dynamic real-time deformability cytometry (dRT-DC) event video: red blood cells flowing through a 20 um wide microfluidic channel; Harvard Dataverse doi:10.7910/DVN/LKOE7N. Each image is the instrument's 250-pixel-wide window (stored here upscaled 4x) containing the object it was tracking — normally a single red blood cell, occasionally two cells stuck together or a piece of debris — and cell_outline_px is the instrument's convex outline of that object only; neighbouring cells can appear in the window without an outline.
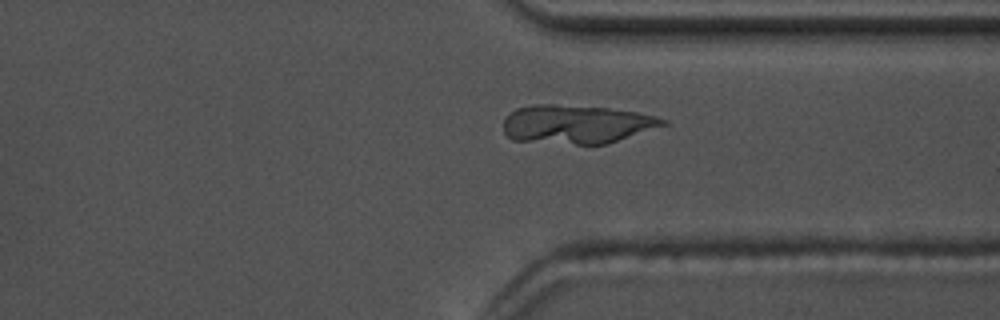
{"species": "common noctule bat (a hibernating species)", "species_latin": "Nyctalus noctula", "temperature_condition": "warm", "stored_images_in_passage": 47, "camera_frame_rate_fps": 3000, "um_per_image_px": 0.085, "animal": {"sex": "male", "body_mass_g": 17.5, "forearm_length_mm": 52.3}, "frame": {"image": 1, "passage_image": 34, "time_ms": 11.0, "image_size_px": [1000, 320], "cell_outline_px": [[668, 124], [604, 144], [576, 144], [512, 140], [504, 132], [504, 120], [516, 108], [536, 104], [552, 104], [608, 108], [636, 112], [656, 116], [668, 120]], "centroid_in_image_um": [49.0, 10.55], "position_along_channel_um": 362.4, "area_um2": 35.55}}